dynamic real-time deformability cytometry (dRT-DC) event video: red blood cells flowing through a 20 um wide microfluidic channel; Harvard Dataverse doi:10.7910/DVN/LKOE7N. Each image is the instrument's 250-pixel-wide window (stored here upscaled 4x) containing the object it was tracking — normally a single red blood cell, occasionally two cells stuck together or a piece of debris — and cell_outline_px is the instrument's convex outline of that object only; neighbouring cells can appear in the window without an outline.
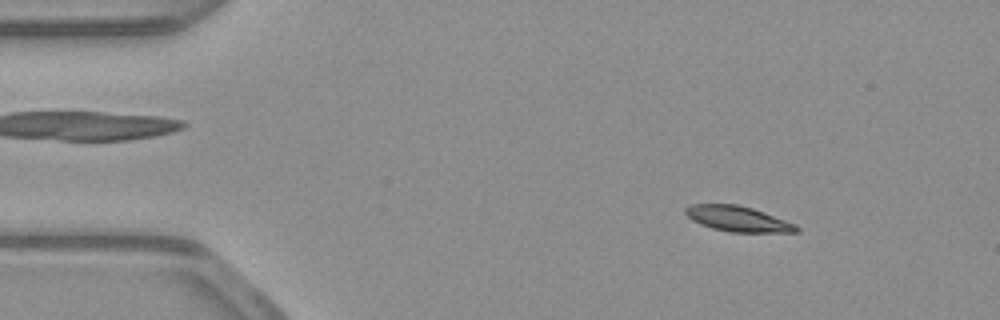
{"species": "common noctule bat (a hibernating species)", "species_latin": "Nyctalus noctula", "temperature_condition": "warm", "stored_images_in_passage": 53, "camera_frame_rate_fps": 3000, "um_per_image_px": 0.085, "animal": {"sex": "male", "body_mass_g": 23.1, "forearm_length_mm": 52.7}, "frame": {"image": 1, "passage_image": 7, "time_ms": 2.0, "image_size_px": [1000, 320], "cell_outline_px": [[800, 232], [728, 232], [712, 228], [700, 224], [692, 220], [684, 212], [684, 208], [692, 204], [736, 204], [752, 208], [796, 224], [800, 228]], "centroid_in_image_um": [62.71, 18.6], "position_along_channel_um": 22.3, "area_um2": 16.42}}
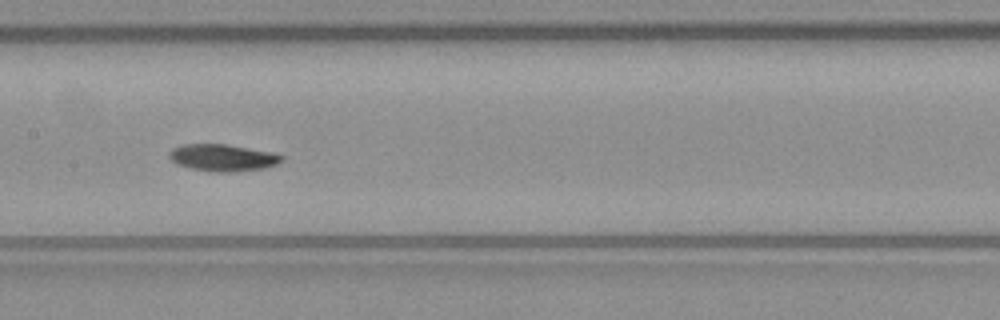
{"frame": {"image": 2, "passage_image": 26, "time_ms": 8.333, "image_size_px": [1000, 320], "cell_outline_px": [[284, 160], [276, 164], [264, 168], [232, 172], [208, 172], [176, 164], [168, 156], [168, 152], [172, 148], [184, 144], [224, 144], [272, 152], [284, 156]], "centroid_in_image_um": [18.91, 13.41], "position_along_channel_um": 188.5, "area_um2": 17.69}}
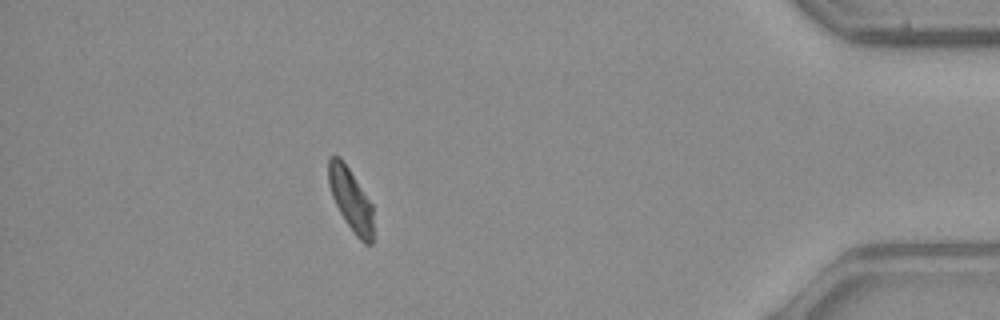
{"frame": {"image": 3, "passage_image": 47, "time_ms": 15.333, "image_size_px": [1000, 320], "cell_outline_px": [[372, 244], [364, 244], [356, 236], [340, 212], [332, 196], [328, 184], [328, 156], [340, 156], [372, 204]], "centroid_in_image_um": [29.79, 16.94], "position_along_channel_um": 405.4, "area_um2": 16.01}, "authors_computed_cell_mechanics": {"area_um2": 17.1088, "velocity_mm_per_s": 3.8843, "shape_relaxation_time_tau1_ms": 5.8095, "shape_relaxation_time_tau2_ms": null, "deformation_change_tau1": 0.188, "deformation_change_tau2": null}}